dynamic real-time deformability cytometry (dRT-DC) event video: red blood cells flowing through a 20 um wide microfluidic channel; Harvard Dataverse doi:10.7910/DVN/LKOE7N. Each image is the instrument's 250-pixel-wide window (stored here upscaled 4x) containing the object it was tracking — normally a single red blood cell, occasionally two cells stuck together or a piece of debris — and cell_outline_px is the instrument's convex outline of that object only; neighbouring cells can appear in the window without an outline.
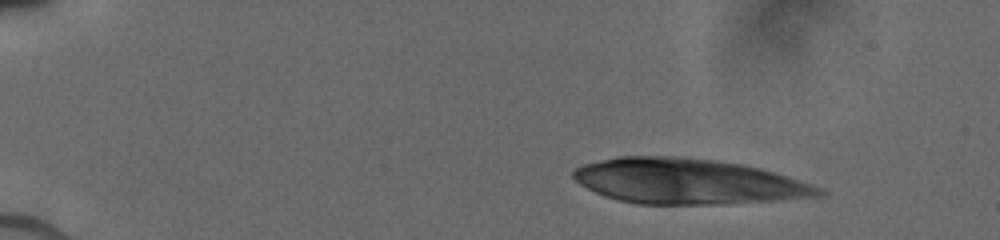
{"species": "human", "species_latin": "Homo sapiens", "temperature_condition": "cold", "stored_images_in_passage": 21, "camera_frame_rate_fps": 3000, "um_per_image_px": 0.085, "donor": {"sex": "male"}, "frame": {"image": 1, "passage_image": 1, "time_ms": 0.0, "image_size_px": [1000, 240], "cell_outline_px": [[828, 196], [720, 204], [636, 204], [616, 200], [604, 196], [580, 184], [572, 176], [572, 172], [576, 168], [584, 164], [616, 156], [676, 156], [712, 160], [740, 164], [760, 168], [812, 184], [828, 192]], "centroid_in_image_um": [58.47, 15.42], "position_along_channel_um": 26.5, "area_um2": 64.74}}
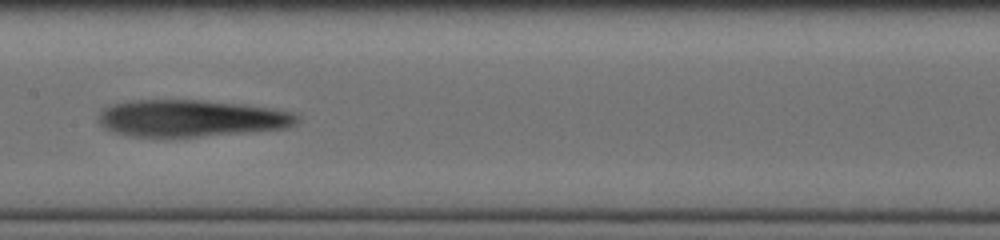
{"frame": {"image": 2, "passage_image": 8, "time_ms": 7.0, "image_size_px": [1000, 240], "cell_outline_px": [[296, 120], [292, 124], [284, 128], [196, 136], [132, 136], [116, 132], [104, 128], [100, 124], [100, 112], [104, 108], [112, 104], [128, 100], [200, 100], [236, 104], [268, 108], [288, 112], [296, 116]], "centroid_in_image_um": [16.11, 10.04], "position_along_channel_um": 191.3, "area_um2": 41.38}}
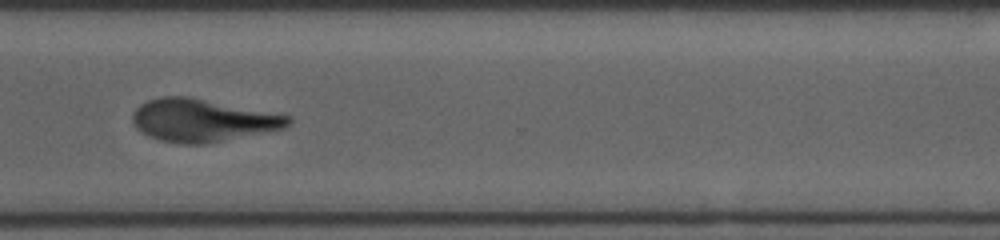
{"frame": {"image": 3, "passage_image": 15, "time_ms": 11.0, "image_size_px": [1000, 240], "cell_outline_px": [[292, 124], [284, 128], [204, 144], [184, 144], [160, 140], [148, 136], [140, 132], [136, 128], [132, 120], [132, 116], [136, 108], [140, 104], [148, 100], [164, 96], [188, 96], [292, 116]], "centroid_in_image_um": [17.19, 10.22], "position_along_channel_um": 353.4, "area_um2": 38.55}}